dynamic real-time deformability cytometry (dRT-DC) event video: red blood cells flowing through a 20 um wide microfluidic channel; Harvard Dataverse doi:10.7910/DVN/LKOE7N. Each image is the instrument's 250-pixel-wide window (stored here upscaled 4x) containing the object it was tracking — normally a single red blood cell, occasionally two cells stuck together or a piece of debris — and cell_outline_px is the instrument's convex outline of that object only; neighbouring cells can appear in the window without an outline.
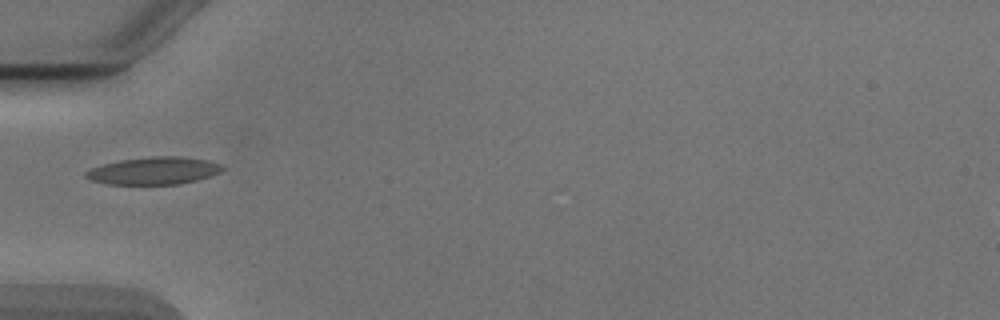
{"species": "Egyptian fruit bat (a non-hibernating species)", "species_latin": "Rousettus aegyptiacus", "temperature_condition": "cold", "stored_images_in_passage": 36, "camera_frame_rate_fps": 3000, "um_per_image_px": 0.085, "animal": {"sex": "male"}, "frame": {"image": 1, "passage_image": 1, "time_ms": 0.0, "image_size_px": [1000, 320], "cell_outline_px": [[224, 168], [220, 172], [196, 180], [180, 184], [108, 184], [92, 180], [84, 176], [84, 172], [92, 168], [104, 164], [120, 160], [152, 156], [176, 156], [208, 160], [220, 164]], "centroid_in_image_um": [13.07, 14.51], "position_along_channel_um": 71.9, "area_um2": 21.62}}
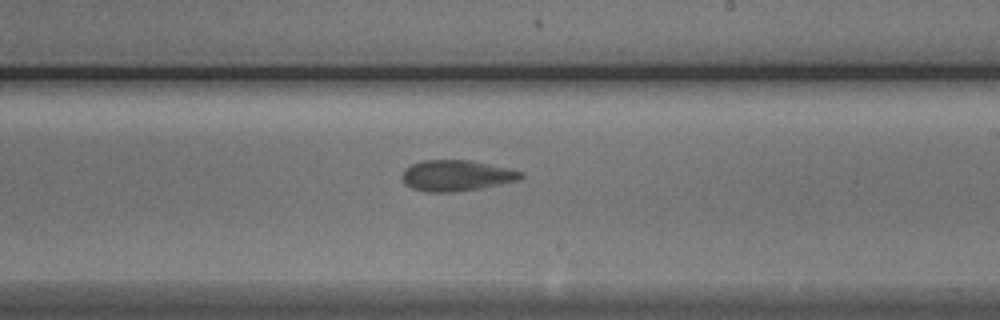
{"frame": {"image": 2, "passage_image": 15, "time_ms": 4.667, "image_size_px": [1000, 320], "cell_outline_px": [[524, 176], [520, 180], [484, 188], [456, 192], [424, 192], [412, 188], [404, 184], [400, 176], [404, 168], [412, 164], [424, 160], [468, 160], [508, 168], [524, 172]], "centroid_in_image_um": [38.78, 14.94], "position_along_channel_um": 250.2, "area_um2": 21.73}}
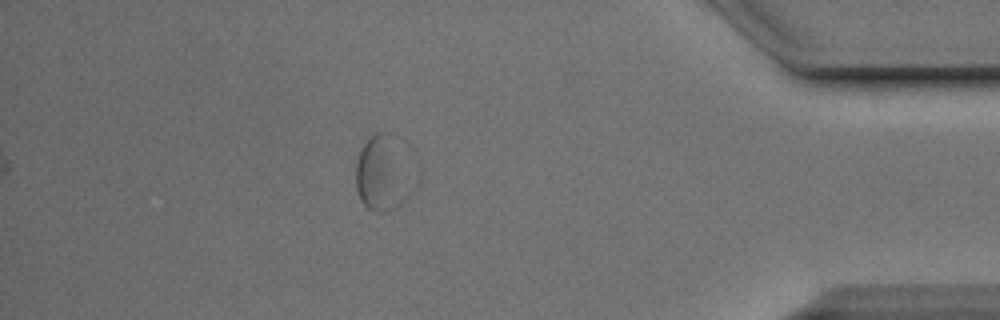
{"frame": {"image": 3, "passage_image": 30, "time_ms": 9.667, "image_size_px": [1000, 320], "cell_outline_px": [[420, 180], [416, 188], [408, 200], [392, 208], [380, 212], [376, 212], [368, 208], [364, 204], [356, 188], [356, 160], [364, 144], [376, 132], [388, 132], [420, 172]], "centroid_in_image_um": [32.71, 14.76], "position_along_channel_um": 402.5, "area_um2": 26.53}, "authors_computed_cell_mechanics": {"area_um2": 21.0681, "velocity_mm_per_s": 3.818, "shape_relaxation_time_tau1_ms": null, "shape_relaxation_time_tau2_ms": 2.2688, "deformation_change_tau1": null, "deformation_change_tau2": 0.0725}}